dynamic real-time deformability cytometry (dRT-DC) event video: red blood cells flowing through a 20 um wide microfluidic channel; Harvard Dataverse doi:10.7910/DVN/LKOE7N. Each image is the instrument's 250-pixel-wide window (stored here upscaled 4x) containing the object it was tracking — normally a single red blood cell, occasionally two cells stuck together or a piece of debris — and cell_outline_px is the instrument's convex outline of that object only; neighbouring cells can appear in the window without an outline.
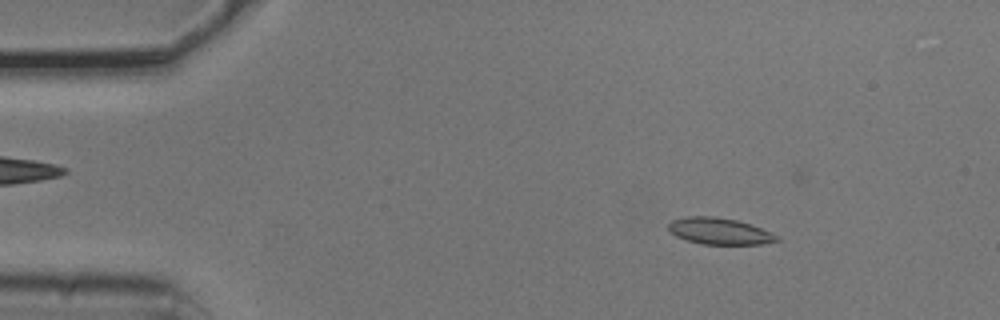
{"species": "common noctule bat (a hibernating species)", "species_latin": "Nyctalus noctula", "temperature_condition": "cold", "stored_images_in_passage": 5, "camera_frame_rate_fps": 3000, "um_per_image_px": 0.085, "animal": {"sex": "male", "body_mass_g": 20.5, "forearm_length_mm": 52.5}, "frame": {"image": 1, "passage_image": 2, "time_ms": 0.333, "image_size_px": [1000, 320], "cell_outline_px": [[780, 240], [764, 244], [704, 244], [688, 240], [676, 236], [668, 228], [668, 224], [672, 220], [688, 216], [712, 216], [736, 220], [760, 228], [776, 236]], "centroid_in_image_um": [61.12, 19.65], "position_along_channel_um": 23.9, "area_um2": 16.36}}
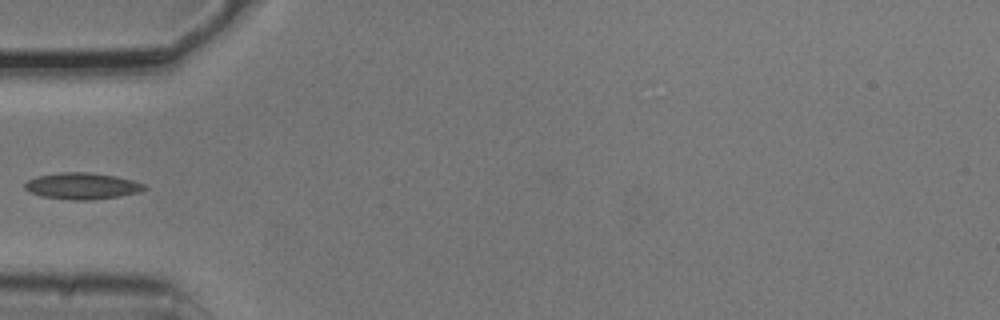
{"frame": {"image": 2, "passage_image": 5, "time_ms": 1.333, "image_size_px": [1000, 320], "cell_outline_px": [[148, 188], [140, 192], [120, 196], [92, 200], [72, 200], [40, 196], [24, 188], [24, 184], [28, 180], [36, 176], [56, 172], [88, 172], [116, 176], [132, 180], [144, 184]], "centroid_in_image_um": [6.98, 15.8], "position_along_channel_um": 78.0, "area_um2": 18.55}}